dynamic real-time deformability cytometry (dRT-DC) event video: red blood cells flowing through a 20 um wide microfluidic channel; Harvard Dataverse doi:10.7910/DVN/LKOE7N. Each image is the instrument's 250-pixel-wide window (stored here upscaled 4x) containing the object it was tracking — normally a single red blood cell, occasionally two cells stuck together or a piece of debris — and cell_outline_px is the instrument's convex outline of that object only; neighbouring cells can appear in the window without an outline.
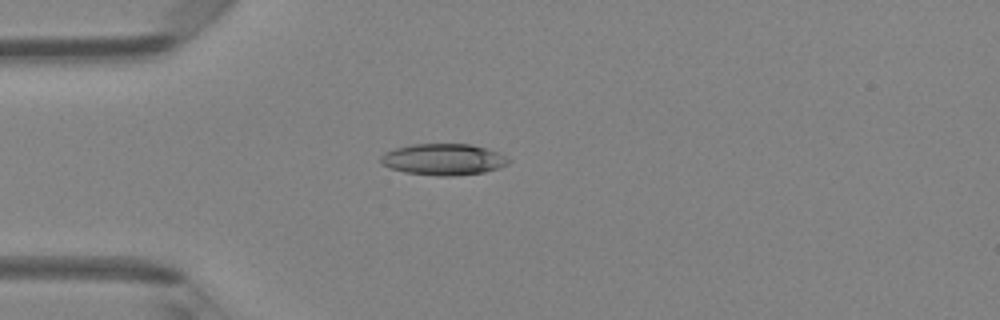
{"species": "Egyptian fruit bat (a non-hibernating species)", "species_latin": "Rousettus aegyptiacus", "temperature_condition": "room temperature", "stored_images_in_passage": 4, "camera_frame_rate_fps": 3000, "um_per_image_px": 0.085, "animal": {"sex": "female"}, "frame": {"image": 1, "passage_image": 3, "time_ms": 0.667, "image_size_px": [1000, 320], "cell_outline_px": [[512, 160], [508, 164], [484, 172], [452, 176], [440, 176], [404, 172], [392, 168], [384, 164], [380, 160], [380, 156], [384, 152], [396, 148], [412, 144], [472, 144], [488, 148]], "centroid_in_image_um": [37.7, 13.54], "position_along_channel_um": 47.3, "area_um2": 23.24}}